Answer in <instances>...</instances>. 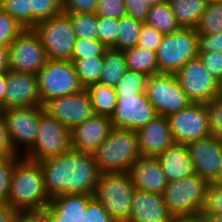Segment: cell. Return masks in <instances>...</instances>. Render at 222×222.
<instances>
[{
	"instance_id": "1",
	"label": "cell",
	"mask_w": 222,
	"mask_h": 222,
	"mask_svg": "<svg viewBox=\"0 0 222 222\" xmlns=\"http://www.w3.org/2000/svg\"><path fill=\"white\" fill-rule=\"evenodd\" d=\"M38 163L50 199L61 194L93 195L101 174L92 154L73 148Z\"/></svg>"
},
{
	"instance_id": "2",
	"label": "cell",
	"mask_w": 222,
	"mask_h": 222,
	"mask_svg": "<svg viewBox=\"0 0 222 222\" xmlns=\"http://www.w3.org/2000/svg\"><path fill=\"white\" fill-rule=\"evenodd\" d=\"M50 200L39 163L22 156L12 173L8 204L17 212L43 211Z\"/></svg>"
},
{
	"instance_id": "3",
	"label": "cell",
	"mask_w": 222,
	"mask_h": 222,
	"mask_svg": "<svg viewBox=\"0 0 222 222\" xmlns=\"http://www.w3.org/2000/svg\"><path fill=\"white\" fill-rule=\"evenodd\" d=\"M92 156L101 174L128 172L141 157L136 131L112 128Z\"/></svg>"
},
{
	"instance_id": "4",
	"label": "cell",
	"mask_w": 222,
	"mask_h": 222,
	"mask_svg": "<svg viewBox=\"0 0 222 222\" xmlns=\"http://www.w3.org/2000/svg\"><path fill=\"white\" fill-rule=\"evenodd\" d=\"M208 185L196 174L168 182L162 196L169 213L174 218L201 214Z\"/></svg>"
},
{
	"instance_id": "5",
	"label": "cell",
	"mask_w": 222,
	"mask_h": 222,
	"mask_svg": "<svg viewBox=\"0 0 222 222\" xmlns=\"http://www.w3.org/2000/svg\"><path fill=\"white\" fill-rule=\"evenodd\" d=\"M134 190L128 172L102 173L93 196L115 222H127Z\"/></svg>"
},
{
	"instance_id": "6",
	"label": "cell",
	"mask_w": 222,
	"mask_h": 222,
	"mask_svg": "<svg viewBox=\"0 0 222 222\" xmlns=\"http://www.w3.org/2000/svg\"><path fill=\"white\" fill-rule=\"evenodd\" d=\"M198 55V36L195 28L181 27L162 36L156 51L159 73L175 74L187 61Z\"/></svg>"
},
{
	"instance_id": "7",
	"label": "cell",
	"mask_w": 222,
	"mask_h": 222,
	"mask_svg": "<svg viewBox=\"0 0 222 222\" xmlns=\"http://www.w3.org/2000/svg\"><path fill=\"white\" fill-rule=\"evenodd\" d=\"M41 105L46 101L79 93L84 89L70 60H50L37 72Z\"/></svg>"
},
{
	"instance_id": "8",
	"label": "cell",
	"mask_w": 222,
	"mask_h": 222,
	"mask_svg": "<svg viewBox=\"0 0 222 222\" xmlns=\"http://www.w3.org/2000/svg\"><path fill=\"white\" fill-rule=\"evenodd\" d=\"M32 30L39 37L47 59H71L76 37L66 13L61 12L48 20L40 21Z\"/></svg>"
},
{
	"instance_id": "9",
	"label": "cell",
	"mask_w": 222,
	"mask_h": 222,
	"mask_svg": "<svg viewBox=\"0 0 222 222\" xmlns=\"http://www.w3.org/2000/svg\"><path fill=\"white\" fill-rule=\"evenodd\" d=\"M144 93L159 116L167 117L192 103L182 91L173 73H158L149 76Z\"/></svg>"
},
{
	"instance_id": "10",
	"label": "cell",
	"mask_w": 222,
	"mask_h": 222,
	"mask_svg": "<svg viewBox=\"0 0 222 222\" xmlns=\"http://www.w3.org/2000/svg\"><path fill=\"white\" fill-rule=\"evenodd\" d=\"M33 146L22 156L31 161L41 160L66 153L70 147V130L44 112L41 116Z\"/></svg>"
},
{
	"instance_id": "11",
	"label": "cell",
	"mask_w": 222,
	"mask_h": 222,
	"mask_svg": "<svg viewBox=\"0 0 222 222\" xmlns=\"http://www.w3.org/2000/svg\"><path fill=\"white\" fill-rule=\"evenodd\" d=\"M174 144L186 145L211 135L209 112L204 103H190L167 116Z\"/></svg>"
},
{
	"instance_id": "12",
	"label": "cell",
	"mask_w": 222,
	"mask_h": 222,
	"mask_svg": "<svg viewBox=\"0 0 222 222\" xmlns=\"http://www.w3.org/2000/svg\"><path fill=\"white\" fill-rule=\"evenodd\" d=\"M0 113L5 121L14 151L19 155L25 154L35 142L41 106L13 107L0 110ZM21 148H24V153L20 151Z\"/></svg>"
},
{
	"instance_id": "13",
	"label": "cell",
	"mask_w": 222,
	"mask_h": 222,
	"mask_svg": "<svg viewBox=\"0 0 222 222\" xmlns=\"http://www.w3.org/2000/svg\"><path fill=\"white\" fill-rule=\"evenodd\" d=\"M175 75L192 103L206 104L220 96V83L208 73L198 56L187 61Z\"/></svg>"
},
{
	"instance_id": "14",
	"label": "cell",
	"mask_w": 222,
	"mask_h": 222,
	"mask_svg": "<svg viewBox=\"0 0 222 222\" xmlns=\"http://www.w3.org/2000/svg\"><path fill=\"white\" fill-rule=\"evenodd\" d=\"M7 48L10 71L36 75L48 60L39 37L32 29H24Z\"/></svg>"
},
{
	"instance_id": "15",
	"label": "cell",
	"mask_w": 222,
	"mask_h": 222,
	"mask_svg": "<svg viewBox=\"0 0 222 222\" xmlns=\"http://www.w3.org/2000/svg\"><path fill=\"white\" fill-rule=\"evenodd\" d=\"M186 147L196 175L208 183L222 181V139L211 134Z\"/></svg>"
},
{
	"instance_id": "16",
	"label": "cell",
	"mask_w": 222,
	"mask_h": 222,
	"mask_svg": "<svg viewBox=\"0 0 222 222\" xmlns=\"http://www.w3.org/2000/svg\"><path fill=\"white\" fill-rule=\"evenodd\" d=\"M42 107L45 113L55 118L68 130L95 115L88 92L85 89L79 93L50 99Z\"/></svg>"
},
{
	"instance_id": "17",
	"label": "cell",
	"mask_w": 222,
	"mask_h": 222,
	"mask_svg": "<svg viewBox=\"0 0 222 222\" xmlns=\"http://www.w3.org/2000/svg\"><path fill=\"white\" fill-rule=\"evenodd\" d=\"M157 115L145 93L117 97L113 115L110 117L112 127L137 131Z\"/></svg>"
},
{
	"instance_id": "18",
	"label": "cell",
	"mask_w": 222,
	"mask_h": 222,
	"mask_svg": "<svg viewBox=\"0 0 222 222\" xmlns=\"http://www.w3.org/2000/svg\"><path fill=\"white\" fill-rule=\"evenodd\" d=\"M6 84L5 109L42 106L35 74L8 70Z\"/></svg>"
},
{
	"instance_id": "19",
	"label": "cell",
	"mask_w": 222,
	"mask_h": 222,
	"mask_svg": "<svg viewBox=\"0 0 222 222\" xmlns=\"http://www.w3.org/2000/svg\"><path fill=\"white\" fill-rule=\"evenodd\" d=\"M112 128L109 117L94 115L70 130V147L92 154L105 141Z\"/></svg>"
},
{
	"instance_id": "20",
	"label": "cell",
	"mask_w": 222,
	"mask_h": 222,
	"mask_svg": "<svg viewBox=\"0 0 222 222\" xmlns=\"http://www.w3.org/2000/svg\"><path fill=\"white\" fill-rule=\"evenodd\" d=\"M142 157H157L174 144L167 117L156 116L136 131Z\"/></svg>"
},
{
	"instance_id": "21",
	"label": "cell",
	"mask_w": 222,
	"mask_h": 222,
	"mask_svg": "<svg viewBox=\"0 0 222 222\" xmlns=\"http://www.w3.org/2000/svg\"><path fill=\"white\" fill-rule=\"evenodd\" d=\"M161 194L135 189L127 222H172Z\"/></svg>"
},
{
	"instance_id": "22",
	"label": "cell",
	"mask_w": 222,
	"mask_h": 222,
	"mask_svg": "<svg viewBox=\"0 0 222 222\" xmlns=\"http://www.w3.org/2000/svg\"><path fill=\"white\" fill-rule=\"evenodd\" d=\"M92 196L86 194L54 196L43 210L46 222H82L88 200Z\"/></svg>"
},
{
	"instance_id": "23",
	"label": "cell",
	"mask_w": 222,
	"mask_h": 222,
	"mask_svg": "<svg viewBox=\"0 0 222 222\" xmlns=\"http://www.w3.org/2000/svg\"><path fill=\"white\" fill-rule=\"evenodd\" d=\"M128 173L138 190L162 195L168 183L157 157H139Z\"/></svg>"
},
{
	"instance_id": "24",
	"label": "cell",
	"mask_w": 222,
	"mask_h": 222,
	"mask_svg": "<svg viewBox=\"0 0 222 222\" xmlns=\"http://www.w3.org/2000/svg\"><path fill=\"white\" fill-rule=\"evenodd\" d=\"M157 159L168 182L195 174L186 145L173 144Z\"/></svg>"
},
{
	"instance_id": "25",
	"label": "cell",
	"mask_w": 222,
	"mask_h": 222,
	"mask_svg": "<svg viewBox=\"0 0 222 222\" xmlns=\"http://www.w3.org/2000/svg\"><path fill=\"white\" fill-rule=\"evenodd\" d=\"M167 3L180 27L196 28L204 12L203 0H167Z\"/></svg>"
},
{
	"instance_id": "26",
	"label": "cell",
	"mask_w": 222,
	"mask_h": 222,
	"mask_svg": "<svg viewBox=\"0 0 222 222\" xmlns=\"http://www.w3.org/2000/svg\"><path fill=\"white\" fill-rule=\"evenodd\" d=\"M126 70L124 52L107 48L103 53V67L99 83L115 88Z\"/></svg>"
},
{
	"instance_id": "27",
	"label": "cell",
	"mask_w": 222,
	"mask_h": 222,
	"mask_svg": "<svg viewBox=\"0 0 222 222\" xmlns=\"http://www.w3.org/2000/svg\"><path fill=\"white\" fill-rule=\"evenodd\" d=\"M126 58V67L129 70L141 73L147 77L159 73L156 52L135 46L123 50Z\"/></svg>"
},
{
	"instance_id": "28",
	"label": "cell",
	"mask_w": 222,
	"mask_h": 222,
	"mask_svg": "<svg viewBox=\"0 0 222 222\" xmlns=\"http://www.w3.org/2000/svg\"><path fill=\"white\" fill-rule=\"evenodd\" d=\"M91 100L95 115L111 117L117 103L114 87L94 83L85 88Z\"/></svg>"
},
{
	"instance_id": "29",
	"label": "cell",
	"mask_w": 222,
	"mask_h": 222,
	"mask_svg": "<svg viewBox=\"0 0 222 222\" xmlns=\"http://www.w3.org/2000/svg\"><path fill=\"white\" fill-rule=\"evenodd\" d=\"M145 23L153 26L163 35L176 32L181 28L167 2L150 6Z\"/></svg>"
},
{
	"instance_id": "30",
	"label": "cell",
	"mask_w": 222,
	"mask_h": 222,
	"mask_svg": "<svg viewBox=\"0 0 222 222\" xmlns=\"http://www.w3.org/2000/svg\"><path fill=\"white\" fill-rule=\"evenodd\" d=\"M70 61L73 63L78 81L84 89L99 82L103 67V56L70 59Z\"/></svg>"
},
{
	"instance_id": "31",
	"label": "cell",
	"mask_w": 222,
	"mask_h": 222,
	"mask_svg": "<svg viewBox=\"0 0 222 222\" xmlns=\"http://www.w3.org/2000/svg\"><path fill=\"white\" fill-rule=\"evenodd\" d=\"M142 27V22L131 18L130 16H123L118 19L117 37L115 45L112 49L125 50L137 46V40Z\"/></svg>"
},
{
	"instance_id": "32",
	"label": "cell",
	"mask_w": 222,
	"mask_h": 222,
	"mask_svg": "<svg viewBox=\"0 0 222 222\" xmlns=\"http://www.w3.org/2000/svg\"><path fill=\"white\" fill-rule=\"evenodd\" d=\"M197 34H217L222 32V2L207 3L196 26Z\"/></svg>"
},
{
	"instance_id": "33",
	"label": "cell",
	"mask_w": 222,
	"mask_h": 222,
	"mask_svg": "<svg viewBox=\"0 0 222 222\" xmlns=\"http://www.w3.org/2000/svg\"><path fill=\"white\" fill-rule=\"evenodd\" d=\"M76 38L97 39V15L92 13H66Z\"/></svg>"
},
{
	"instance_id": "34",
	"label": "cell",
	"mask_w": 222,
	"mask_h": 222,
	"mask_svg": "<svg viewBox=\"0 0 222 222\" xmlns=\"http://www.w3.org/2000/svg\"><path fill=\"white\" fill-rule=\"evenodd\" d=\"M147 78V76L141 73L127 69L117 86L114 88L117 97L144 93Z\"/></svg>"
},
{
	"instance_id": "35",
	"label": "cell",
	"mask_w": 222,
	"mask_h": 222,
	"mask_svg": "<svg viewBox=\"0 0 222 222\" xmlns=\"http://www.w3.org/2000/svg\"><path fill=\"white\" fill-rule=\"evenodd\" d=\"M0 10L9 14L25 29H31L30 0H0Z\"/></svg>"
},
{
	"instance_id": "36",
	"label": "cell",
	"mask_w": 222,
	"mask_h": 222,
	"mask_svg": "<svg viewBox=\"0 0 222 222\" xmlns=\"http://www.w3.org/2000/svg\"><path fill=\"white\" fill-rule=\"evenodd\" d=\"M31 29L40 21L62 12L61 0H30Z\"/></svg>"
},
{
	"instance_id": "37",
	"label": "cell",
	"mask_w": 222,
	"mask_h": 222,
	"mask_svg": "<svg viewBox=\"0 0 222 222\" xmlns=\"http://www.w3.org/2000/svg\"><path fill=\"white\" fill-rule=\"evenodd\" d=\"M22 155L0 157V203H8L10 182L16 162Z\"/></svg>"
},
{
	"instance_id": "38",
	"label": "cell",
	"mask_w": 222,
	"mask_h": 222,
	"mask_svg": "<svg viewBox=\"0 0 222 222\" xmlns=\"http://www.w3.org/2000/svg\"><path fill=\"white\" fill-rule=\"evenodd\" d=\"M107 49L98 39L76 38L71 59H84L87 57L103 56Z\"/></svg>"
},
{
	"instance_id": "39",
	"label": "cell",
	"mask_w": 222,
	"mask_h": 222,
	"mask_svg": "<svg viewBox=\"0 0 222 222\" xmlns=\"http://www.w3.org/2000/svg\"><path fill=\"white\" fill-rule=\"evenodd\" d=\"M24 29L9 14L0 10V47H8Z\"/></svg>"
},
{
	"instance_id": "40",
	"label": "cell",
	"mask_w": 222,
	"mask_h": 222,
	"mask_svg": "<svg viewBox=\"0 0 222 222\" xmlns=\"http://www.w3.org/2000/svg\"><path fill=\"white\" fill-rule=\"evenodd\" d=\"M201 215H222V181L209 183Z\"/></svg>"
},
{
	"instance_id": "41",
	"label": "cell",
	"mask_w": 222,
	"mask_h": 222,
	"mask_svg": "<svg viewBox=\"0 0 222 222\" xmlns=\"http://www.w3.org/2000/svg\"><path fill=\"white\" fill-rule=\"evenodd\" d=\"M118 19L97 16L98 40L107 48L115 45Z\"/></svg>"
},
{
	"instance_id": "42",
	"label": "cell",
	"mask_w": 222,
	"mask_h": 222,
	"mask_svg": "<svg viewBox=\"0 0 222 222\" xmlns=\"http://www.w3.org/2000/svg\"><path fill=\"white\" fill-rule=\"evenodd\" d=\"M209 112L211 134L222 139V97H216L206 103Z\"/></svg>"
},
{
	"instance_id": "43",
	"label": "cell",
	"mask_w": 222,
	"mask_h": 222,
	"mask_svg": "<svg viewBox=\"0 0 222 222\" xmlns=\"http://www.w3.org/2000/svg\"><path fill=\"white\" fill-rule=\"evenodd\" d=\"M94 13L97 16L115 19L126 15L123 0H98Z\"/></svg>"
},
{
	"instance_id": "44",
	"label": "cell",
	"mask_w": 222,
	"mask_h": 222,
	"mask_svg": "<svg viewBox=\"0 0 222 222\" xmlns=\"http://www.w3.org/2000/svg\"><path fill=\"white\" fill-rule=\"evenodd\" d=\"M202 61L208 73L222 83V52H198L197 55Z\"/></svg>"
},
{
	"instance_id": "45",
	"label": "cell",
	"mask_w": 222,
	"mask_h": 222,
	"mask_svg": "<svg viewBox=\"0 0 222 222\" xmlns=\"http://www.w3.org/2000/svg\"><path fill=\"white\" fill-rule=\"evenodd\" d=\"M163 34L156 30L153 26L142 23V27L137 40V46L157 51Z\"/></svg>"
},
{
	"instance_id": "46",
	"label": "cell",
	"mask_w": 222,
	"mask_h": 222,
	"mask_svg": "<svg viewBox=\"0 0 222 222\" xmlns=\"http://www.w3.org/2000/svg\"><path fill=\"white\" fill-rule=\"evenodd\" d=\"M84 214L82 222H115L94 196L88 200Z\"/></svg>"
},
{
	"instance_id": "47",
	"label": "cell",
	"mask_w": 222,
	"mask_h": 222,
	"mask_svg": "<svg viewBox=\"0 0 222 222\" xmlns=\"http://www.w3.org/2000/svg\"><path fill=\"white\" fill-rule=\"evenodd\" d=\"M97 2L98 0H61V9L64 13H92Z\"/></svg>"
},
{
	"instance_id": "48",
	"label": "cell",
	"mask_w": 222,
	"mask_h": 222,
	"mask_svg": "<svg viewBox=\"0 0 222 222\" xmlns=\"http://www.w3.org/2000/svg\"><path fill=\"white\" fill-rule=\"evenodd\" d=\"M198 52H222V32L217 34H197Z\"/></svg>"
},
{
	"instance_id": "49",
	"label": "cell",
	"mask_w": 222,
	"mask_h": 222,
	"mask_svg": "<svg viewBox=\"0 0 222 222\" xmlns=\"http://www.w3.org/2000/svg\"><path fill=\"white\" fill-rule=\"evenodd\" d=\"M123 2L127 16L145 22L150 7L145 0H123Z\"/></svg>"
},
{
	"instance_id": "50",
	"label": "cell",
	"mask_w": 222,
	"mask_h": 222,
	"mask_svg": "<svg viewBox=\"0 0 222 222\" xmlns=\"http://www.w3.org/2000/svg\"><path fill=\"white\" fill-rule=\"evenodd\" d=\"M8 155H19L14 151L10 141L9 133L6 129L5 121L0 113V157Z\"/></svg>"
},
{
	"instance_id": "51",
	"label": "cell",
	"mask_w": 222,
	"mask_h": 222,
	"mask_svg": "<svg viewBox=\"0 0 222 222\" xmlns=\"http://www.w3.org/2000/svg\"><path fill=\"white\" fill-rule=\"evenodd\" d=\"M11 222H46L43 211L17 212Z\"/></svg>"
},
{
	"instance_id": "52",
	"label": "cell",
	"mask_w": 222,
	"mask_h": 222,
	"mask_svg": "<svg viewBox=\"0 0 222 222\" xmlns=\"http://www.w3.org/2000/svg\"><path fill=\"white\" fill-rule=\"evenodd\" d=\"M17 211L8 203H0V222H11Z\"/></svg>"
},
{
	"instance_id": "53",
	"label": "cell",
	"mask_w": 222,
	"mask_h": 222,
	"mask_svg": "<svg viewBox=\"0 0 222 222\" xmlns=\"http://www.w3.org/2000/svg\"><path fill=\"white\" fill-rule=\"evenodd\" d=\"M9 70L8 48L0 47V74H4Z\"/></svg>"
},
{
	"instance_id": "54",
	"label": "cell",
	"mask_w": 222,
	"mask_h": 222,
	"mask_svg": "<svg viewBox=\"0 0 222 222\" xmlns=\"http://www.w3.org/2000/svg\"><path fill=\"white\" fill-rule=\"evenodd\" d=\"M6 73L0 74V110L5 109Z\"/></svg>"
},
{
	"instance_id": "55",
	"label": "cell",
	"mask_w": 222,
	"mask_h": 222,
	"mask_svg": "<svg viewBox=\"0 0 222 222\" xmlns=\"http://www.w3.org/2000/svg\"><path fill=\"white\" fill-rule=\"evenodd\" d=\"M172 222H205L201 214L193 216L175 217Z\"/></svg>"
},
{
	"instance_id": "56",
	"label": "cell",
	"mask_w": 222,
	"mask_h": 222,
	"mask_svg": "<svg viewBox=\"0 0 222 222\" xmlns=\"http://www.w3.org/2000/svg\"><path fill=\"white\" fill-rule=\"evenodd\" d=\"M205 222H222V215H201Z\"/></svg>"
},
{
	"instance_id": "57",
	"label": "cell",
	"mask_w": 222,
	"mask_h": 222,
	"mask_svg": "<svg viewBox=\"0 0 222 222\" xmlns=\"http://www.w3.org/2000/svg\"><path fill=\"white\" fill-rule=\"evenodd\" d=\"M145 1L149 6H154V5H157V4L167 2V0H145Z\"/></svg>"
},
{
	"instance_id": "58",
	"label": "cell",
	"mask_w": 222,
	"mask_h": 222,
	"mask_svg": "<svg viewBox=\"0 0 222 222\" xmlns=\"http://www.w3.org/2000/svg\"><path fill=\"white\" fill-rule=\"evenodd\" d=\"M206 3H217V2H222V0H203Z\"/></svg>"
},
{
	"instance_id": "59",
	"label": "cell",
	"mask_w": 222,
	"mask_h": 222,
	"mask_svg": "<svg viewBox=\"0 0 222 222\" xmlns=\"http://www.w3.org/2000/svg\"><path fill=\"white\" fill-rule=\"evenodd\" d=\"M220 96H222V83L220 84Z\"/></svg>"
}]
</instances>
